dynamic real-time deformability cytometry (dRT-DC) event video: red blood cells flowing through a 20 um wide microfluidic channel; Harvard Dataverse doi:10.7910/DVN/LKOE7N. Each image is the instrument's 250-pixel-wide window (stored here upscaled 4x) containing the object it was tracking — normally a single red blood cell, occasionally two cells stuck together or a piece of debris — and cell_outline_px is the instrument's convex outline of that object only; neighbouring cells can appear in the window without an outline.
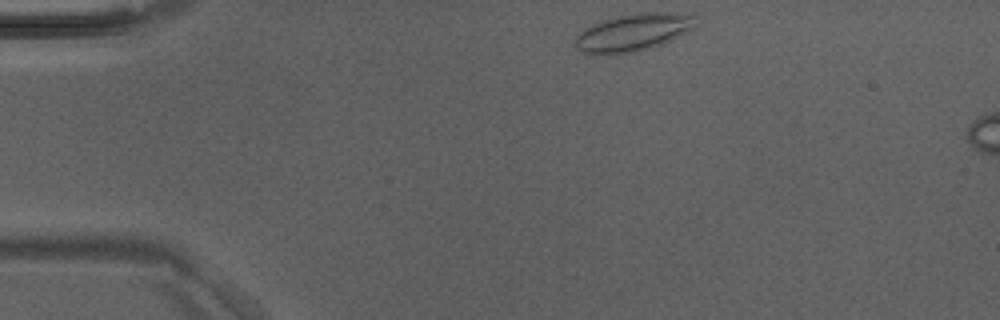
{"species": "Egyptian fruit bat (a non-hibernating species)", "species_latin": "Rousettus aegyptiacus", "temperature_condition": "room temperature", "stored_images_in_passage": 3, "camera_frame_rate_fps": 3000, "um_per_image_px": 0.085, "animal": {"sex": "male"}, "frame": {"image": 1, "passage_image": 1, "time_ms": 0.0, "image_size_px": [1000, 320], "cell_outline_px": [[700, 16], [696, 28], [664, 44], [652, 48], [636, 52], [616, 56], [592, 56], [580, 52], [572, 44], [576, 36], [584, 28], [592, 24], [604, 20], [620, 16], [640, 12], [696, 12]], "centroid_in_image_um": [53.89, 2.78], "position_along_channel_um": 31.1, "area_um2": 27.92}}